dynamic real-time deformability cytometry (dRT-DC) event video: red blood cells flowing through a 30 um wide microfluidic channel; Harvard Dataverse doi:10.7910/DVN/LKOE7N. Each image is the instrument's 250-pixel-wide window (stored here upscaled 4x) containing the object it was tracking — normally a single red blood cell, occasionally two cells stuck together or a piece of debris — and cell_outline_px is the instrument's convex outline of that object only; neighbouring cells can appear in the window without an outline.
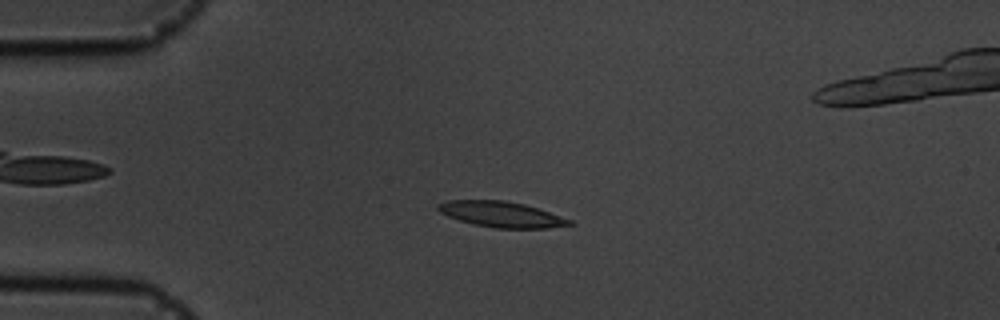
{"species": "common noctule bat (a hibernating species)", "species_latin": "Nyctalus noctula", "temperature_condition": "cold", "stored_images_in_passage": 49, "camera_frame_rate_fps": 3000, "um_per_image_px": 0.085, "animal": {"sex": "male", "body_mass_g": 19.5, "forearm_length_mm": 54.6}, "frame": {"image": 1, "passage_image": 6, "time_ms": 1.667, "image_size_px": [1000, 320], "cell_outline_px": [[576, 224], [548, 228], [496, 228], [472, 224], [448, 216], [440, 212], [436, 208], [436, 204], [448, 200], [504, 200], [524, 204], [572, 220]], "centroid_in_image_um": [42.6, 18.22], "position_along_channel_um": 42.4, "area_um2": 19.59}}
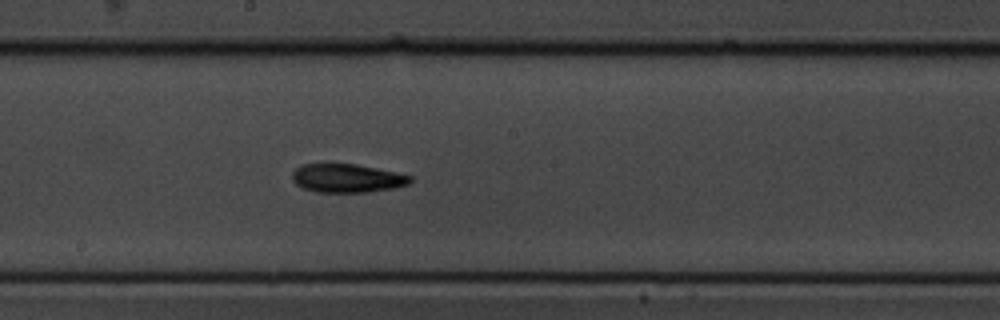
{"frame": {"image": 2, "passage_image": 23, "time_ms": 7.333, "image_size_px": [1000, 320], "cell_outline_px": [[412, 180], [408, 184], [396, 188], [368, 192], [316, 192], [304, 188], [296, 184], [292, 180], [292, 172], [300, 164], [356, 164], [396, 172], [412, 176]], "centroid_in_image_um": [29.5, 15.15], "position_along_channel_um": 218.7, "area_um2": 19.71}}
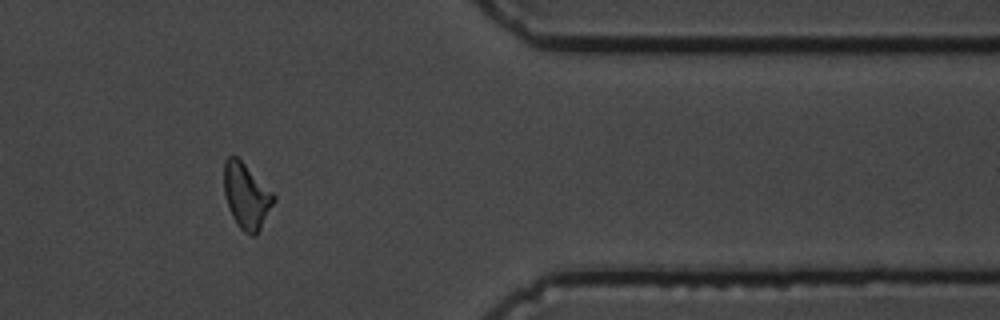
{"frame": {"image": 3, "passage_image": 39, "time_ms": 12.667, "image_size_px": [1000, 320], "cell_outline_px": [[276, 200], [256, 236], [252, 236], [244, 232], [240, 228], [232, 216], [228, 208], [224, 192], [224, 160], [228, 156], [236, 156], [276, 196]], "centroid_in_image_um": [20.94, 16.68], "position_along_channel_um": 390.5, "area_um2": 18.79}, "authors_computed_cell_mechanics": {"area_um2": 19.1896, "velocity_mm_per_s": 3.5665, "shape_relaxation_time_tau1_ms": 4.1886, "shape_relaxation_time_tau2_ms": null, "deformation_change_tau1": 0.1515, "deformation_change_tau2": null}}